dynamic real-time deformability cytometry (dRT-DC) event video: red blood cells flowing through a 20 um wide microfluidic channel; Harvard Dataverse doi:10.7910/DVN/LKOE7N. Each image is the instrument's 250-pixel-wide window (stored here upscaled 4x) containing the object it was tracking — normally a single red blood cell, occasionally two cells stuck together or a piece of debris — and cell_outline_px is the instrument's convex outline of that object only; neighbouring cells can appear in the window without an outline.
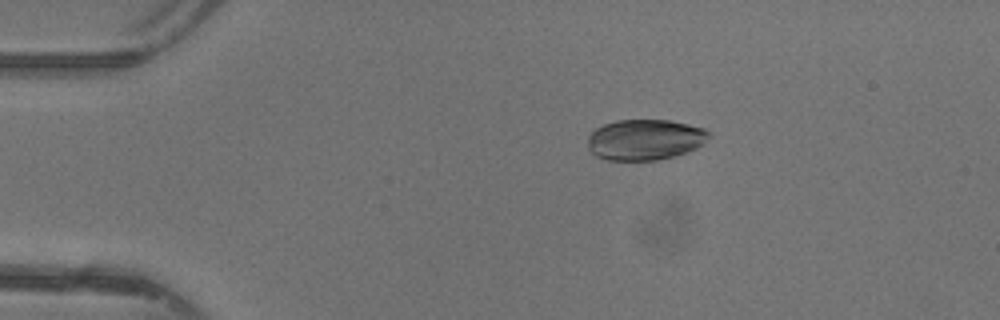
{"species": "common noctule bat (a hibernating species)", "species_latin": "Nyctalus noctula", "temperature_condition": "warm", "stored_images_in_passage": 47, "camera_frame_rate_fps": 3000, "um_per_image_px": 0.085, "animal": {"sex": "female"}, "frame": {"image": 1, "passage_image": 9, "time_ms": 2.667, "image_size_px": [1000, 320], "cell_outline_px": [[712, 136], [704, 144], [688, 152], [656, 160], [608, 160], [596, 156], [588, 148], [588, 136], [596, 128], [604, 124], [616, 120], [672, 120], [704, 128], [712, 132]], "centroid_in_image_um": [54.87, 11.86], "position_along_channel_um": 30.1, "area_um2": 29.02}}
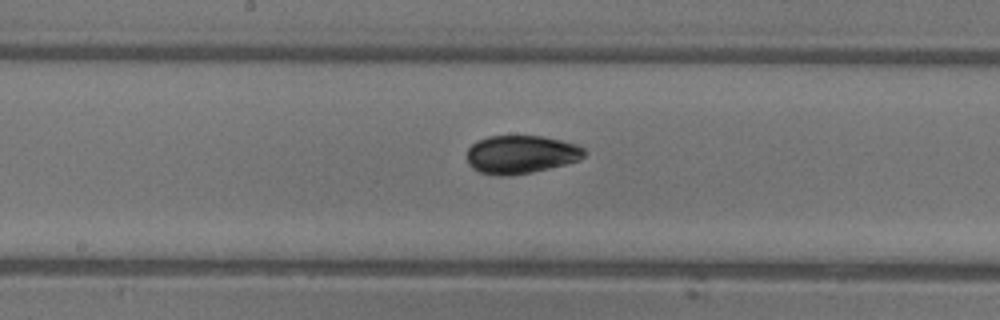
{"frame": {"image": 2, "passage_image": 25, "time_ms": 8.0, "image_size_px": [1000, 320], "cell_outline_px": [[584, 156], [580, 160], [532, 172], [508, 176], [496, 176], [480, 172], [472, 168], [468, 164], [468, 148], [476, 140], [488, 136], [544, 136], [576, 144], [584, 148]], "centroid_in_image_um": [44.25, 13.13], "position_along_channel_um": 203.9, "area_um2": 26.18}}
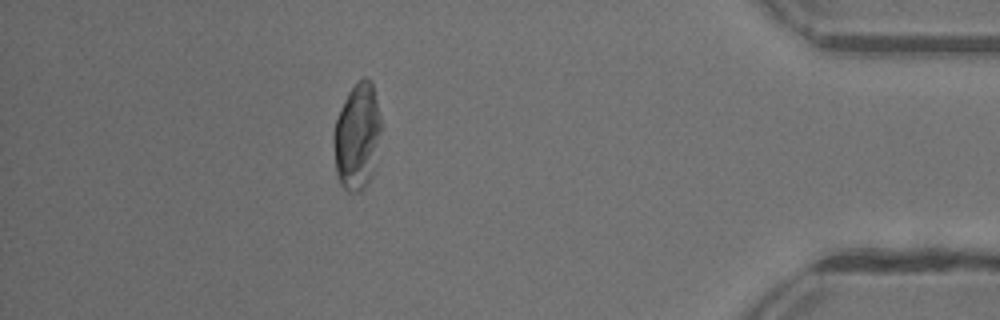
{"frame": {"image": 3, "passage_image": 42, "time_ms": 13.667, "image_size_px": [1000, 320], "cell_outline_px": [[380, 132], [372, 172], [364, 188], [360, 192], [348, 192], [340, 184], [336, 172], [332, 140], [332, 136], [336, 120], [340, 108], [348, 92], [364, 76], [372, 80], [380, 116]], "centroid_in_image_um": [30.32, 11.59], "position_along_channel_um": 404.9, "area_um2": 29.19}, "authors_computed_cell_mechanics": {"area_um2": 27.8596, "velocity_mm_per_s": 4.3792, "shape_relaxation_time_tau1_ms": 3.8998, "shape_relaxation_time_tau2_ms": 1.4985, "deformation_change_tau1": 0.1294, "deformation_change_tau2": 0.0403}}